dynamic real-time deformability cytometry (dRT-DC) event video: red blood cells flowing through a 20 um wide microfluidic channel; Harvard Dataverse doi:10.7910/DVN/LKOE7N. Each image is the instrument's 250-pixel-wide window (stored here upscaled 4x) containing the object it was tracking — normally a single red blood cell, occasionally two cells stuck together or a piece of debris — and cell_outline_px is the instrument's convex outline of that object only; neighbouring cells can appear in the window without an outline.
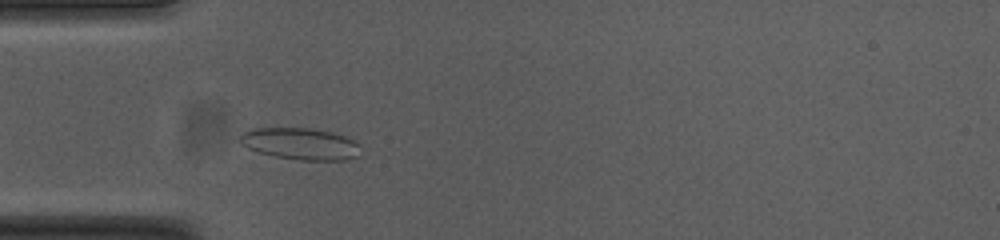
{"species": "common noctule bat (a hibernating species)", "species_latin": "Nyctalus noctula", "temperature_condition": "cold", "stored_images_in_passage": 43, "camera_frame_rate_fps": 3000, "um_per_image_px": 0.085, "animal": {"sex": "female", "body_mass_g": 23.0, "forearm_length_mm": 53.4}, "frame": {"image": 1, "passage_image": 5, "time_ms": 1.333, "image_size_px": [1000, 240], "cell_outline_px": [[360, 156], [344, 160], [300, 160], [276, 156], [260, 152], [248, 148], [240, 144], [240, 136], [248, 128], [308, 128], [332, 132], [344, 136], [360, 144]], "centroid_in_image_um": [25.55, 12.22], "position_along_channel_um": 59.5, "area_um2": 22.31}}
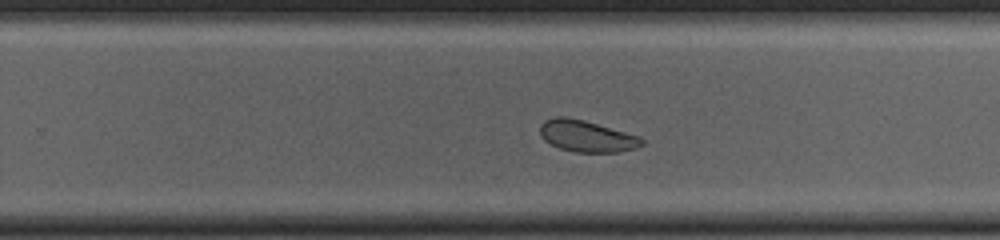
{"frame": {"image": 2, "passage_image": 23, "time_ms": 7.333, "image_size_px": [1000, 240], "cell_outline_px": [[644, 144], [636, 148], [620, 152], [576, 152], [560, 148], [544, 140], [540, 136], [540, 124], [544, 120], [556, 116], [564, 116], [584, 120], [640, 136], [644, 140]], "centroid_in_image_um": [49.87, 11.57], "position_along_channel_um": 279.9, "area_um2": 18.79}}
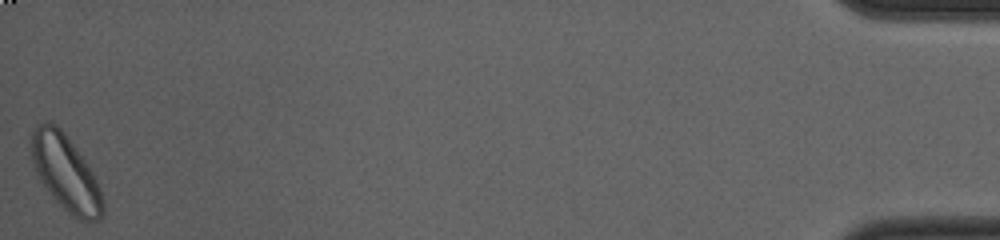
{"frame": {"image": 3, "passage_image": 43, "time_ms": 14.0, "image_size_px": [1000, 240], "cell_outline_px": [[104, 212], [100, 220], [80, 220], [72, 216], [56, 200], [40, 180], [36, 172], [32, 160], [32, 132], [36, 124], [48, 120], [56, 124], [64, 132], [88, 164], [100, 188], [104, 200]], "centroid_in_image_um": [5.6, 14.68], "position_along_channel_um": 429.6, "area_um2": 31.27}, "authors_computed_cell_mechanics": {"area_um2": 21.097, "velocity_mm_per_s": 3.7253, "shape_relaxation_time_tau1_ms": 2.2025, "shape_relaxation_time_tau2_ms": null, "deformation_change_tau1": 0.0505, "deformation_change_tau2": null}}